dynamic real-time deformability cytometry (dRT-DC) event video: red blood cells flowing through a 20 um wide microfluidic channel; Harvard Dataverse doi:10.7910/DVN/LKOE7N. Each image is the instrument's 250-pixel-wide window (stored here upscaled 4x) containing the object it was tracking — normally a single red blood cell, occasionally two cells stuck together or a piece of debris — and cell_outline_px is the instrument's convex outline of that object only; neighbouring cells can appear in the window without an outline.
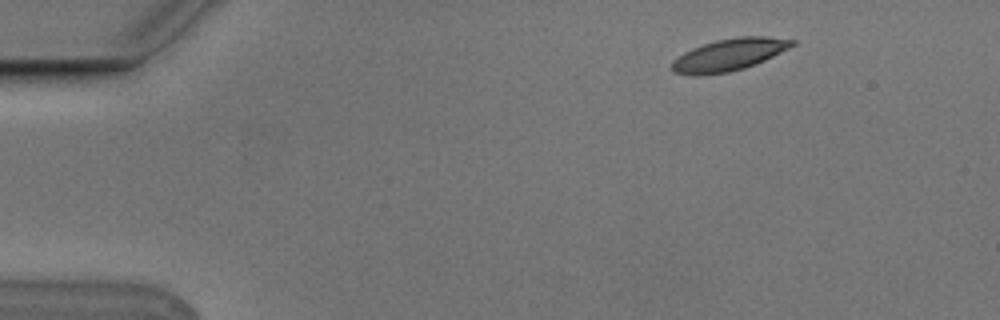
{"species": "Egyptian fruit bat (a non-hibernating species)", "species_latin": "Rousettus aegyptiacus", "temperature_condition": "cold", "stored_images_in_passage": 7, "camera_frame_rate_fps": 3000, "um_per_image_px": 0.085, "animal": {"sex": "male"}, "frame": {"image": 1, "passage_image": 1, "time_ms": 0.0, "image_size_px": [1000, 320], "cell_outline_px": [[796, 44], [756, 64], [744, 68], [728, 72], [696, 76], [672, 72], [672, 60], [684, 52], [692, 48], [716, 40], [740, 36], [768, 36], [796, 40]], "centroid_in_image_um": [61.96, 4.65], "position_along_channel_um": 23.0, "area_um2": 22.43}}
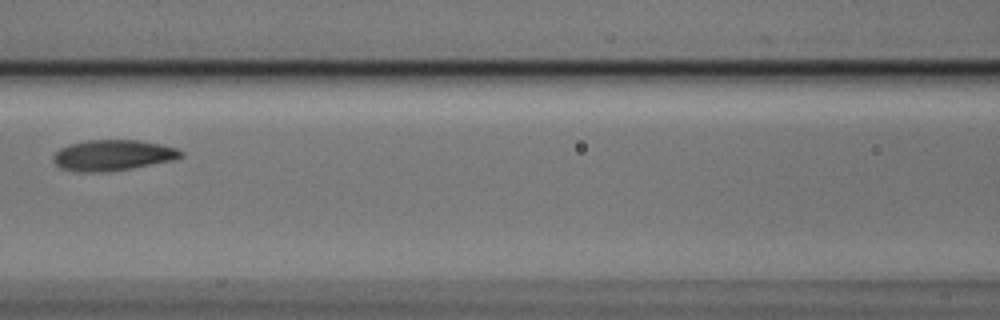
{"frame": {"image": 2, "passage_image": 6, "time_ms": 1.667, "image_size_px": [1000, 320], "cell_outline_px": [[184, 156], [176, 160], [132, 168], [104, 172], [80, 172], [60, 168], [56, 164], [52, 156], [60, 148], [68, 144], [88, 140], [136, 140], [160, 144], [176, 148], [184, 152]], "centroid_in_image_um": [9.61, 13.2], "position_along_channel_um": 157.0, "area_um2": 23.0}}
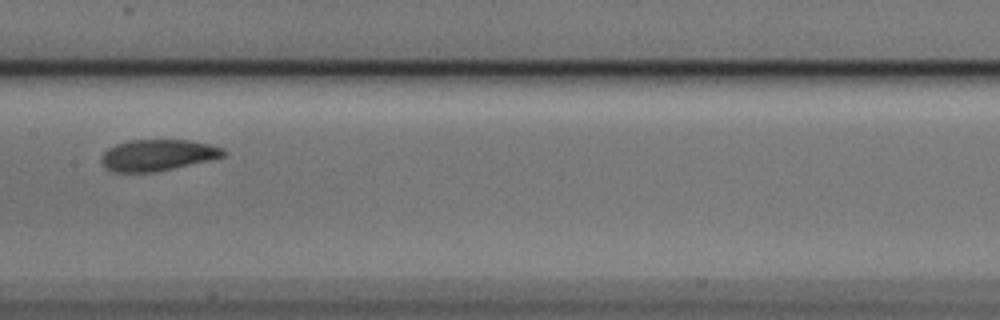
{"frame": {"image": 3, "passage_image": 7, "time_ms": 2.0, "image_size_px": [1000, 320], "cell_outline_px": [[224, 156], [208, 160], [172, 168], [152, 172], [112, 172], [104, 168], [100, 160], [100, 156], [108, 148], [116, 144], [132, 140], [188, 140], [208, 144], [224, 148]], "centroid_in_image_um": [13.33, 13.18], "position_along_channel_um": 194.1, "area_um2": 22.08}}